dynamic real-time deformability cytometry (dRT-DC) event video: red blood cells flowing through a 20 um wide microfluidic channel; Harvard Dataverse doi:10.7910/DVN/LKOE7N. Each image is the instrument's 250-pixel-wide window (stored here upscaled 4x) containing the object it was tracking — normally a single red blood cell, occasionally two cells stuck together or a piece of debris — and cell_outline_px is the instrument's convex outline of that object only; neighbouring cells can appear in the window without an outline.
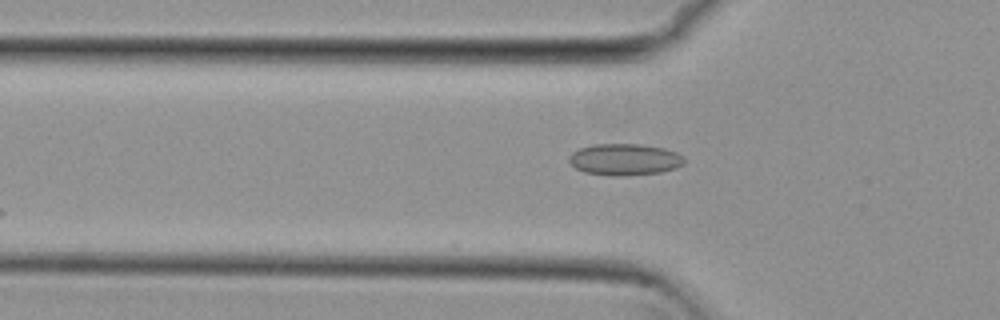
{"species": "common noctule bat (a hibernating species)", "species_latin": "Nyctalus noctula", "temperature_condition": "cold", "stored_images_in_passage": 38, "camera_frame_rate_fps": 3000, "um_per_image_px": 0.085, "animal": {"sex": "female", "body_mass_g": 29.2, "forearm_length_mm": 56.3}, "frame": {"image": 1, "passage_image": 2, "time_ms": 0.333, "image_size_px": [1000, 320], "cell_outline_px": [[684, 164], [676, 168], [660, 172], [620, 176], [612, 176], [584, 172], [576, 168], [568, 160], [568, 156], [572, 152], [580, 148], [592, 144], [640, 144], [664, 148], [676, 152], [684, 160]], "centroid_in_image_um": [53.06, 13.55], "position_along_channel_um": 72.7, "area_um2": 21.15}}
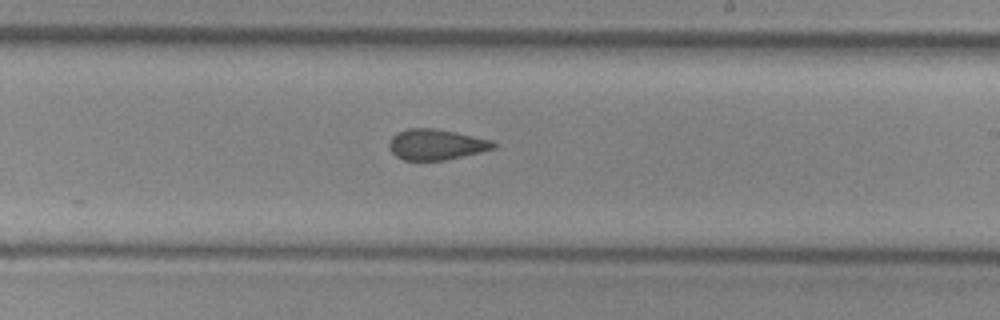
{"frame": {"image": 2, "passage_image": 16, "time_ms": 5.0, "image_size_px": [1000, 320], "cell_outline_px": [[496, 148], [480, 152], [444, 160], [404, 160], [396, 156], [388, 148], [388, 140], [396, 132], [408, 128], [432, 128], [456, 132], [492, 140], [496, 144]], "centroid_in_image_um": [37.04, 12.27], "position_along_channel_um": 252.0, "area_um2": 18.73}}
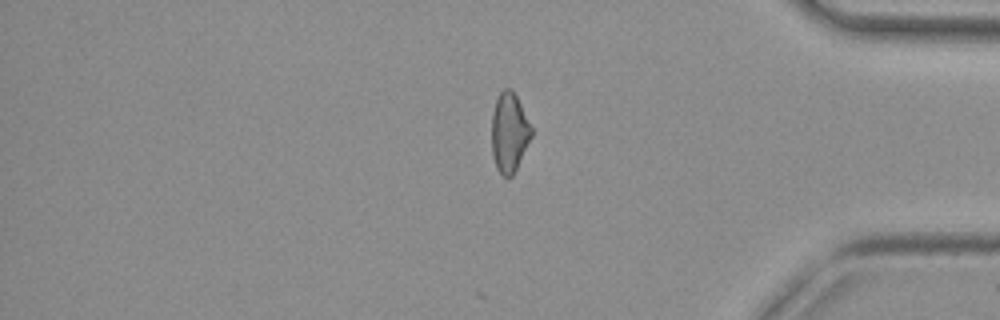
{"frame": {"image": 3, "passage_image": 29, "time_ms": 9.333, "image_size_px": [1000, 320], "cell_outline_px": [[532, 136], [512, 176], [508, 180], [496, 168], [492, 152], [492, 112], [496, 100], [500, 92], [504, 88], [512, 88], [532, 128]], "centroid_in_image_um": [43.28, 11.26], "position_along_channel_um": 391.9, "area_um2": 18.26}, "authors_computed_cell_mechanics": {"area_um2": 19.074, "velocity_mm_per_s": 3.8331, "shape_relaxation_time_tau1_ms": null, "shape_relaxation_time_tau2_ms": 2.3088, "deformation_change_tau1": null, "deformation_change_tau2": 0.0952}}